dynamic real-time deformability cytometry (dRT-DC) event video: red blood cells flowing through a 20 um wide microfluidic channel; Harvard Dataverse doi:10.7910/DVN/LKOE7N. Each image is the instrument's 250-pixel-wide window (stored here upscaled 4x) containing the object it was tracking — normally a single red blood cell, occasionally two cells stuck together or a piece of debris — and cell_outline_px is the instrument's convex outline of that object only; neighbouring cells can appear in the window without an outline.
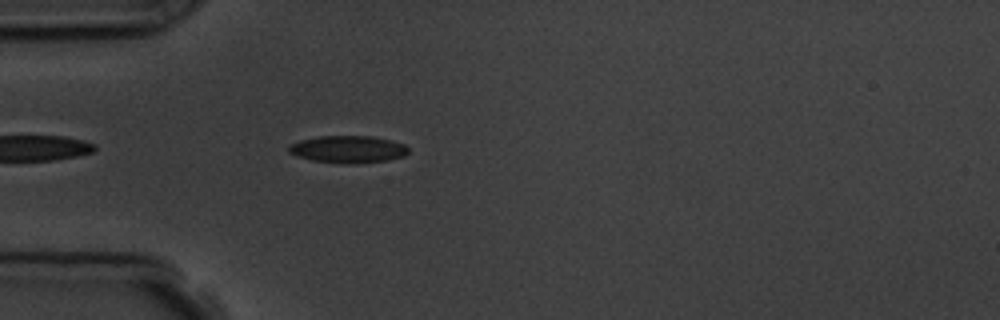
{"species": "common noctule bat (a hibernating species)", "species_latin": "Nyctalus noctula", "temperature_condition": "room temperature", "stored_images_in_passage": 4, "camera_frame_rate_fps": 3000, "um_per_image_px": 0.085, "animal": {"sex": "male", "body_mass_g": 19.5, "forearm_length_mm": 54.6}, "frame": {"image": 1, "passage_image": 4, "time_ms": 4.333, "image_size_px": [1000, 320], "cell_outline_px": [[408, 152], [404, 156], [388, 160], [356, 164], [344, 164], [312, 160], [296, 156], [288, 152], [288, 144], [300, 140], [320, 136], [372, 136], [392, 140], [404, 144], [408, 148]], "centroid_in_image_um": [29.57, 12.69], "position_along_channel_um": 55.4, "area_um2": 19.19}}